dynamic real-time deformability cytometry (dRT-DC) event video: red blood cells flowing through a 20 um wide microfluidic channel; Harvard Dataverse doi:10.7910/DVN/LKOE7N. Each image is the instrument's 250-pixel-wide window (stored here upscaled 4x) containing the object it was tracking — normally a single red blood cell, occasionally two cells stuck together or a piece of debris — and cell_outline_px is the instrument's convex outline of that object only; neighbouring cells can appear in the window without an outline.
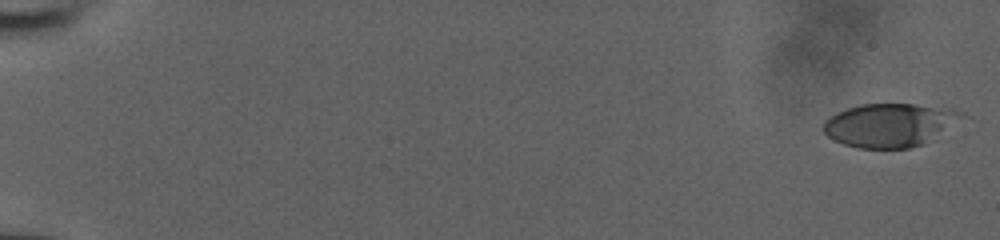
{"species": "human", "species_latin": "Homo sapiens", "temperature_condition": "room temperature", "stored_images_in_passage": 52, "camera_frame_rate_fps": 3000, "um_per_image_px": 0.085, "donor": {"sex": "male"}, "frame": {"image": 1, "passage_image": 1, "time_ms": 0.0, "image_size_px": [1000, 240], "cell_outline_px": [[968, 116], [936, 140], [908, 148], [856, 148], [844, 144], [828, 136], [824, 132], [824, 120], [836, 112], [860, 104], [912, 104], [952, 108], [964, 112]], "centroid_in_image_um": [75.74, 10.63], "position_along_channel_um": 9.3, "area_um2": 35.72}}
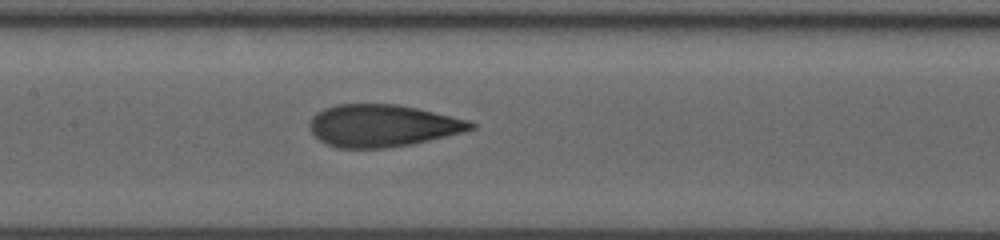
{"frame": {"image": 2, "passage_image": 28, "time_ms": 9.0, "image_size_px": [1000, 240], "cell_outline_px": [[476, 128], [464, 132], [412, 144], [388, 148], [336, 148], [320, 140], [312, 132], [308, 124], [312, 116], [316, 112], [324, 108], [336, 104], [396, 104], [416, 108], [468, 120], [476, 124]], "centroid_in_image_um": [32.49, 10.68], "position_along_channel_um": 174.9, "area_um2": 39.65}}
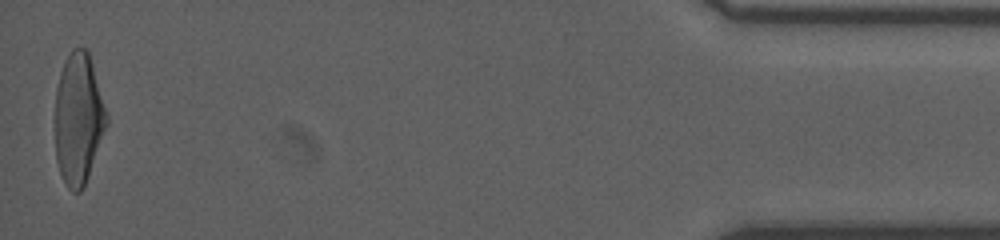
{"frame": {"image": 3, "passage_image": 52, "time_ms": 17.0, "image_size_px": [1000, 240], "cell_outline_px": [[108, 124], [84, 188], [80, 192], [72, 192], [68, 188], [60, 172], [56, 160], [56, 88], [60, 72], [64, 60], [72, 48], [84, 48], [88, 52], [108, 116]], "centroid_in_image_um": [6.67, 10.12], "position_along_channel_um": 428.5, "area_um2": 39.25}}